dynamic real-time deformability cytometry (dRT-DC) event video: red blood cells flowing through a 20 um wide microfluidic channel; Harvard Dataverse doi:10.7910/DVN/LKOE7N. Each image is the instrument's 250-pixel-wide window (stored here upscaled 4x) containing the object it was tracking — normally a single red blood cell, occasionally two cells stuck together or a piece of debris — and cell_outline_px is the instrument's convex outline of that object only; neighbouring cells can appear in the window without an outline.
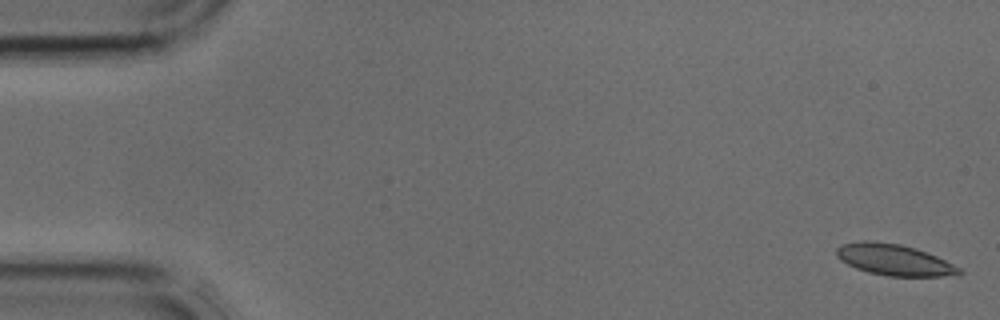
{"species": "common noctule bat (a hibernating species)", "species_latin": "Nyctalus noctula", "temperature_condition": "cold", "stored_images_in_passage": 10, "camera_frame_rate_fps": 3000, "um_per_image_px": 0.085, "animal": {"sex": "male", "body_mass_g": 17.9, "forearm_length_mm": 54.2}, "frame": {"image": 1, "passage_image": 1, "time_ms": 0.0, "image_size_px": [1000, 320], "cell_outline_px": [[964, 272], [940, 276], [888, 276], [868, 272], [856, 268], [840, 260], [836, 256], [836, 248], [840, 244], [864, 240], [868, 240], [900, 244], [916, 248], [936, 256], [960, 268]], "centroid_in_image_um": [75.94, 22.07], "position_along_channel_um": 9.1, "area_um2": 22.14}}